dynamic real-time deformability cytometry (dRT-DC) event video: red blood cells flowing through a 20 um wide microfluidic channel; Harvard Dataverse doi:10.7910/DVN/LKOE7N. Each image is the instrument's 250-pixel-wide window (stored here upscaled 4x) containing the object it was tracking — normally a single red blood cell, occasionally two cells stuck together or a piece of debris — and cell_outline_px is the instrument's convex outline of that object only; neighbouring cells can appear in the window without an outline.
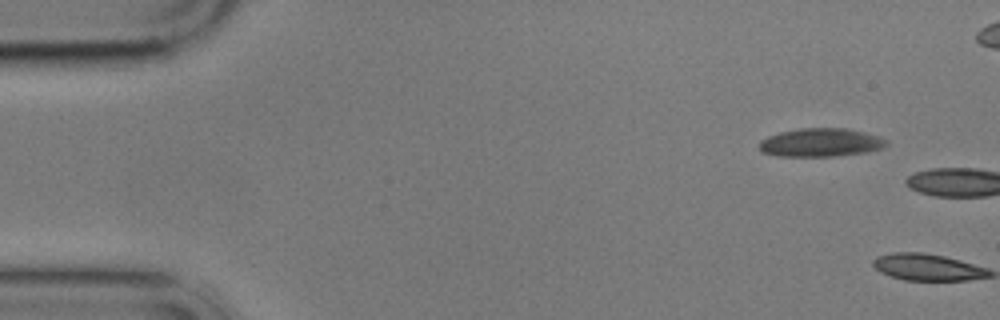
{"species": "common noctule bat (a hibernating species)", "species_latin": "Nyctalus noctula", "temperature_condition": "cold", "stored_images_in_passage": 2, "camera_frame_rate_fps": 3000, "um_per_image_px": 0.085, "animal": {"sex": "male", "body_mass_g": 17.9}, "frame": {"image": 1, "passage_image": 1, "time_ms": 0.0, "image_size_px": [1000, 320], "cell_outline_px": [[888, 144], [884, 148], [868, 152], [832, 156], [776, 156], [764, 152], [760, 148], [760, 140], [768, 136], [780, 132], [800, 128], [848, 128], [880, 136], [888, 140]], "centroid_in_image_um": [69.82, 12.11], "position_along_channel_um": 15.2, "area_um2": 21.15}}